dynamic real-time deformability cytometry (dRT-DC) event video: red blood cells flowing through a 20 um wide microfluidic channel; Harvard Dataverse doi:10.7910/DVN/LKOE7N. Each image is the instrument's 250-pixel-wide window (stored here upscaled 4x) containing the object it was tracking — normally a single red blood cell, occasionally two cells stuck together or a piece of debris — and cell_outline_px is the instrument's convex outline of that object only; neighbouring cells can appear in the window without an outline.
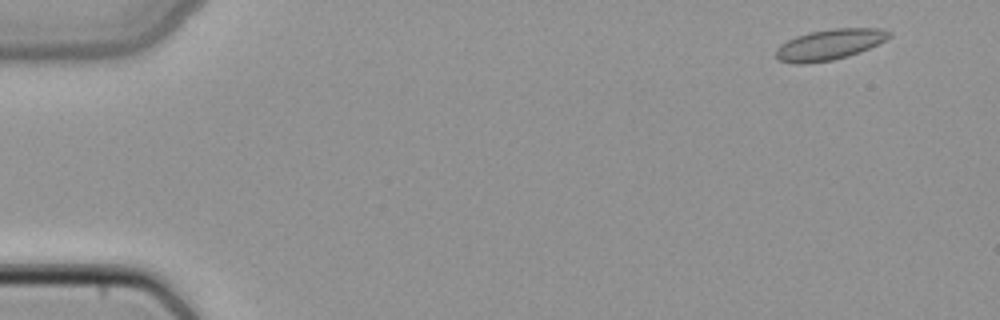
{"species": "common noctule bat (a hibernating species)", "species_latin": "Nyctalus noctula", "temperature_condition": "cold", "stored_images_in_passage": 5, "camera_frame_rate_fps": 3000, "um_per_image_px": 0.085, "animal": {"sex": "female", "body_mass_g": 22.7, "forearm_length_mm": 54.2}, "frame": {"image": 1, "passage_image": 1, "time_ms": 0.0, "image_size_px": [1000, 320], "cell_outline_px": [[892, 36], [860, 52], [848, 56], [832, 60], [804, 64], [796, 64], [780, 60], [776, 56], [776, 48], [780, 44], [796, 36], [812, 32], [832, 28], [880, 28], [892, 32]], "centroid_in_image_um": [70.51, 3.78], "position_along_channel_um": 14.5, "area_um2": 20.11}}
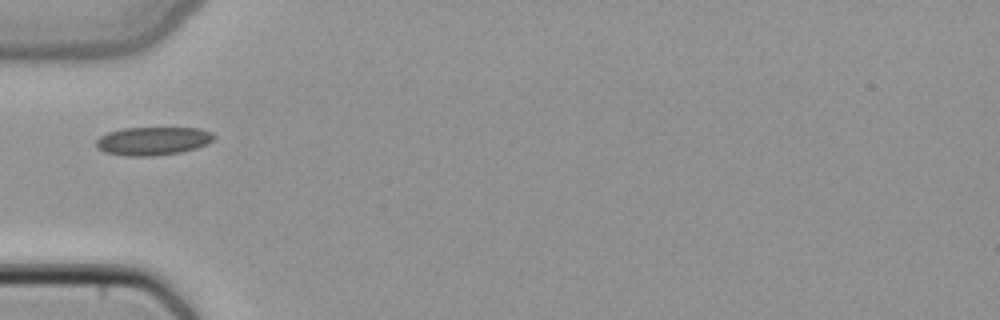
{"frame": {"image": 2, "passage_image": 4, "time_ms": 1.0, "image_size_px": [1000, 320], "cell_outline_px": [[216, 136], [208, 144], [196, 148], [180, 152], [152, 156], [124, 156], [104, 152], [96, 148], [96, 140], [100, 136], [108, 132], [124, 128], [200, 128], [212, 132]], "centroid_in_image_um": [12.99, 11.98], "position_along_channel_um": 72.0, "area_um2": 19.54}}
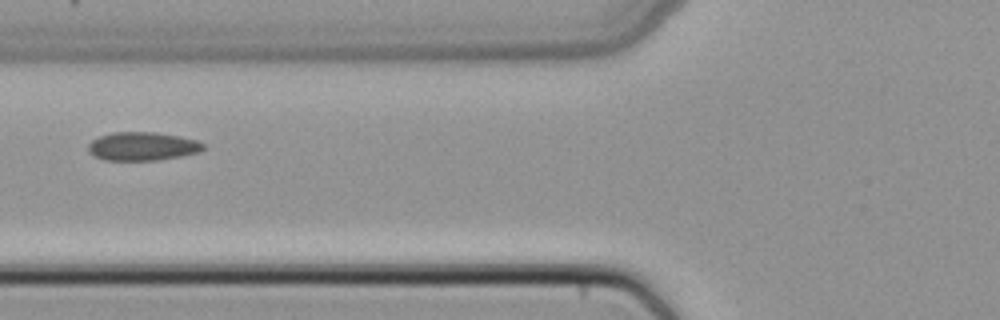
{"frame": {"image": 3, "passage_image": 5, "time_ms": 1.333, "image_size_px": [1000, 320], "cell_outline_px": [[204, 148], [200, 152], [160, 160], [104, 160], [92, 156], [88, 152], [88, 144], [92, 140], [100, 136], [112, 132], [156, 132], [180, 136], [196, 140], [204, 144]], "centroid_in_image_um": [12.08, 12.44], "position_along_channel_um": 113.7, "area_um2": 19.25}}